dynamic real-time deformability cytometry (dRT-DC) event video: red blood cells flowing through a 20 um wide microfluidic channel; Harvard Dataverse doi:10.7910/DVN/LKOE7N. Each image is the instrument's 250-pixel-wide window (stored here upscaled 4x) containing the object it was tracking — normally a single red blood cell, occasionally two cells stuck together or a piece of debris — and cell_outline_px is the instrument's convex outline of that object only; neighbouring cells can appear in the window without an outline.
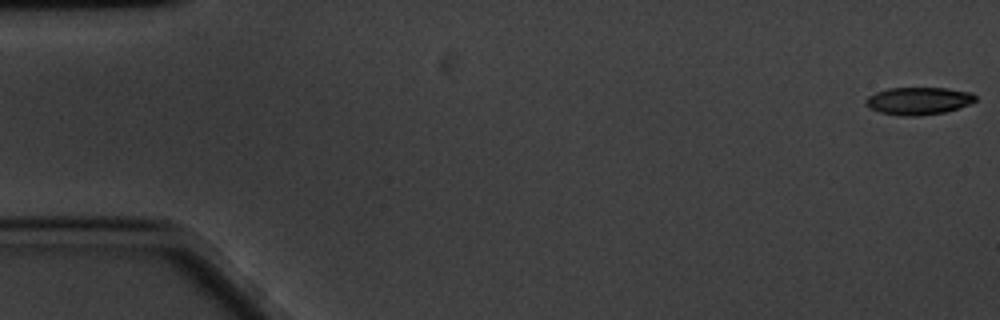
{"species": "common noctule bat (a hibernating species)", "species_latin": "Nyctalus noctula", "temperature_condition": "cold", "stored_images_in_passage": 60, "camera_frame_rate_fps": 3000, "um_per_image_px": 0.085, "animal": {"sex": "male", "body_mass_g": 20.1, "forearm_length_mm": 53.5}, "frame": {"image": 1, "passage_image": 1, "time_ms": 0.0, "image_size_px": [1000, 320], "cell_outline_px": [[976, 100], [960, 108], [944, 112], [920, 116], [904, 116], [880, 112], [868, 108], [864, 104], [864, 100], [868, 96], [876, 92], [888, 88], [944, 88], [972, 92], [976, 96]], "centroid_in_image_um": [78.04, 8.57], "position_along_channel_um": 7.0, "area_um2": 17.69}}
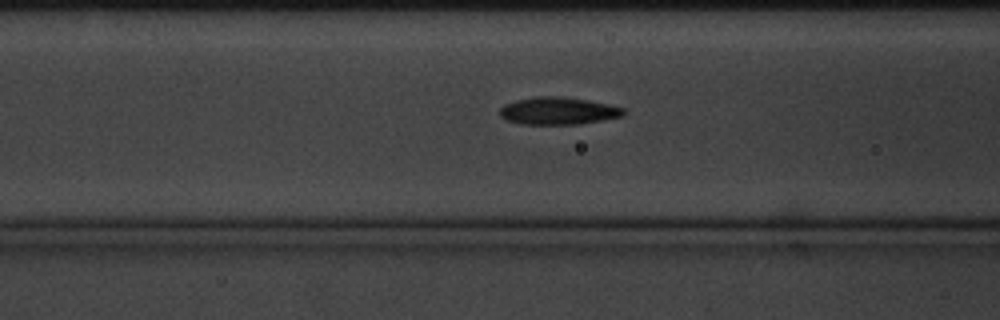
{"frame": {"image": 2, "passage_image": 23, "time_ms": 7.333, "image_size_px": [1000, 320], "cell_outline_px": [[624, 116], [580, 124], [524, 124], [508, 120], [500, 116], [500, 108], [504, 104], [516, 100], [536, 96], [556, 96], [584, 100], [608, 104], [624, 108]], "centroid_in_image_um": [47.43, 9.43], "position_along_channel_um": 119.2, "area_um2": 19.54}}
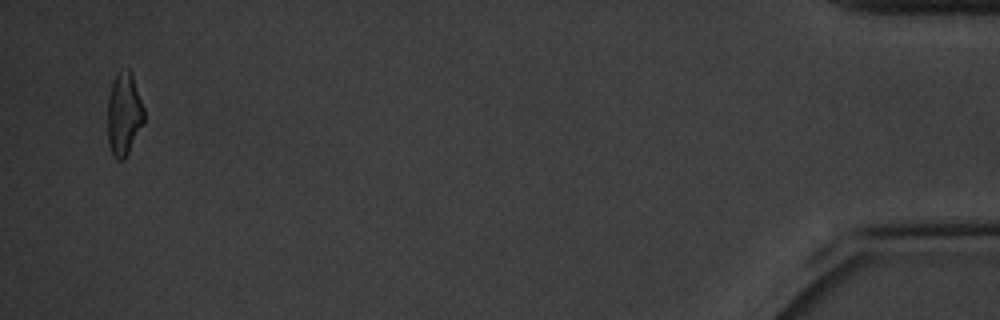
{"frame": {"image": 3, "passage_image": 58, "time_ms": 19.0, "image_size_px": [1000, 320], "cell_outline_px": [[144, 124], [124, 160], [116, 160], [112, 156], [108, 144], [108, 100], [112, 80], [116, 72], [120, 68], [128, 68], [132, 72], [144, 108]], "centroid_in_image_um": [10.54, 9.67], "position_along_channel_um": 424.7, "area_um2": 18.09}, "authors_computed_cell_mechanics": {"area_um2": 18.4671, "velocity_mm_per_s": 3.3538, "shape_relaxation_time_tau1_ms": 3.5104, "shape_relaxation_time_tau2_ms": 3.1797, "deformation_change_tau1": 0.1175, "deformation_change_tau2": 0.113}}